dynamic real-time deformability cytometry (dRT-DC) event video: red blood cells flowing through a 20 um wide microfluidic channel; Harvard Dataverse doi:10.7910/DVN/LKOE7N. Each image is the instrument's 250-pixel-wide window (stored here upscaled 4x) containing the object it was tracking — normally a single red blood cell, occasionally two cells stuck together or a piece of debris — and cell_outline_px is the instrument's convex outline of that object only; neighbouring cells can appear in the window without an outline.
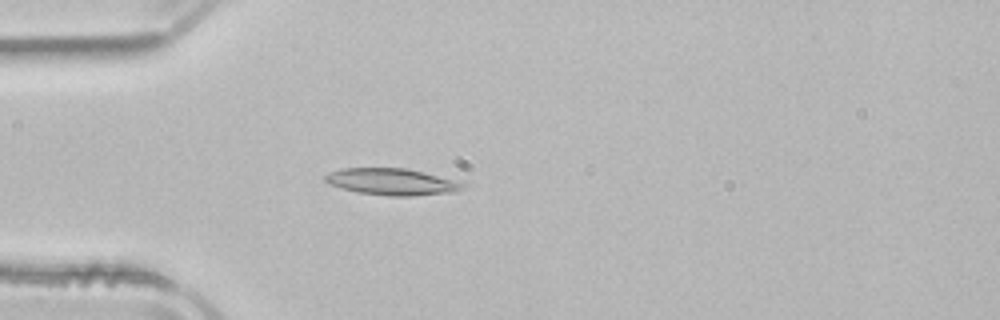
{"species": "common noctule bat (a hibernating species)", "species_latin": "Nyctalus noctula", "temperature_condition": "room temperature", "stored_images_in_passage": 50, "camera_frame_rate_fps": 3000, "um_per_image_px": 0.085, "animal": {"sex": "male", "body_mass_g": 21.5, "forearm_length_mm": 52.0}, "frame": {"image": 1, "passage_image": 13, "time_ms": 4.0, "image_size_px": [1000, 320], "cell_outline_px": [[468, 184], [464, 188], [452, 192], [412, 196], [388, 196], [356, 192], [340, 188], [328, 184], [324, 180], [324, 176], [340, 168], [408, 168], [456, 180]], "centroid_in_image_um": [33.31, 15.45], "position_along_channel_um": 51.7, "area_um2": 21.56}}
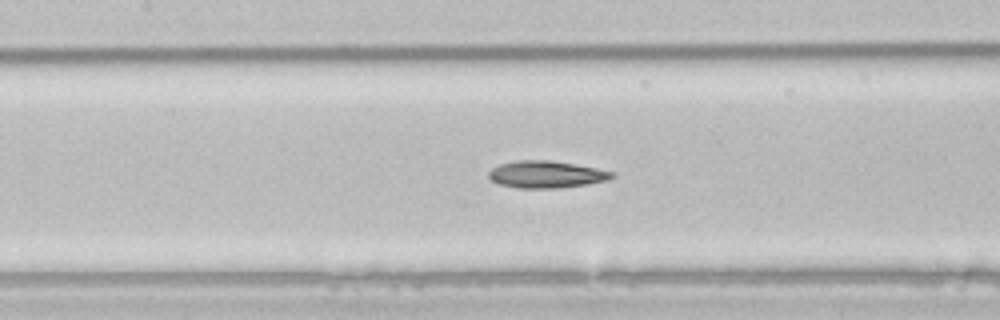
{"frame": {"image": 2, "passage_image": 22, "time_ms": 7.0, "image_size_px": [1000, 320], "cell_outline_px": [[616, 176], [608, 180], [588, 184], [560, 188], [520, 188], [500, 184], [492, 180], [488, 176], [488, 172], [492, 168], [500, 164], [516, 160], [548, 160], [576, 164], [616, 172]], "centroid_in_image_um": [46.47, 14.82], "position_along_channel_um": 160.9, "area_um2": 19.54}}
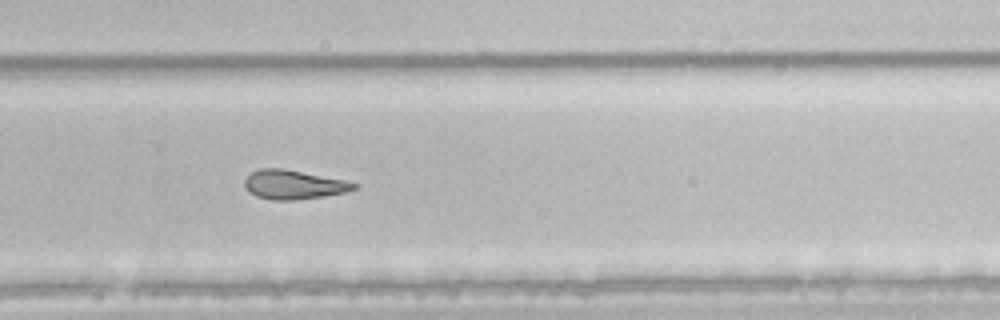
{"frame": {"image": 3, "passage_image": 33, "time_ms": 10.667, "image_size_px": [1000, 320], "cell_outline_px": [[360, 184], [356, 188], [344, 192], [320, 196], [292, 200], [272, 200], [256, 196], [248, 192], [244, 184], [244, 180], [252, 172], [260, 168], [280, 168], [344, 180]], "centroid_in_image_um": [24.91, 15.69], "position_along_channel_um": 304.9, "area_um2": 18.21}}